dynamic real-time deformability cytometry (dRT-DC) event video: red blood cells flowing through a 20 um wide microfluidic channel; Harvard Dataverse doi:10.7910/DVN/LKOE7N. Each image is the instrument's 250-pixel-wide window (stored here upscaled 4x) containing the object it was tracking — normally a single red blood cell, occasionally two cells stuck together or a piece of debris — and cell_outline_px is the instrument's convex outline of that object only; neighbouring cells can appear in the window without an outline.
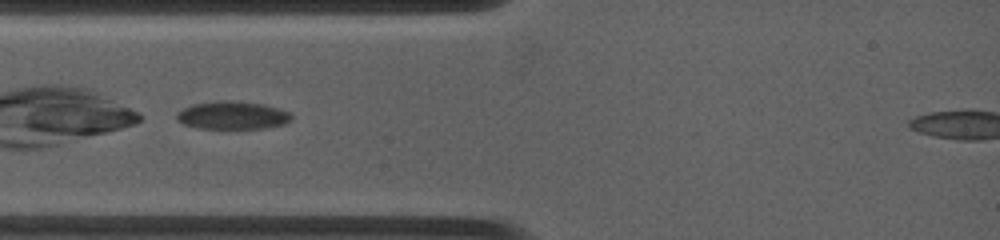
{"species": "common noctule bat (a hibernating species)", "species_latin": "Nyctalus noctula", "temperature_condition": "warm", "stored_images_in_passage": 57, "camera_frame_rate_fps": 4500, "um_per_image_px": 0.085, "animal": {"sex": "female", "body_mass_g": 19.0, "forearm_length_mm": 53.3}, "frame": {"image": 1, "passage_image": 3, "time_ms": 0.444, "image_size_px": [1000, 240], "cell_outline_px": [[292, 120], [284, 124], [264, 128], [196, 128], [184, 124], [176, 120], [176, 112], [192, 104], [220, 100], [232, 100], [260, 104], [276, 108], [288, 112], [292, 116]], "centroid_in_image_um": [19.71, 9.8], "position_along_channel_um": 65.3, "area_um2": 18.61}}
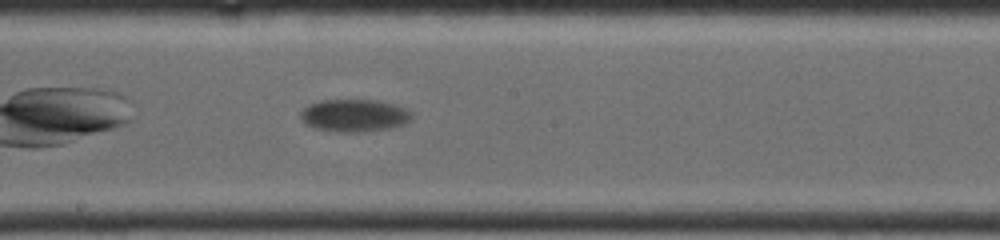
{"frame": {"image": 2, "passage_image": 25, "time_ms": 4.889, "image_size_px": [1000, 240], "cell_outline_px": [[412, 116], [404, 124], [392, 128], [360, 132], [340, 132], [316, 128], [304, 124], [300, 120], [300, 112], [308, 104], [320, 100], [376, 100], [392, 104], [404, 108], [412, 112]], "centroid_in_image_um": [30.07, 9.82], "position_along_channel_um": 218.1, "area_um2": 21.1}}
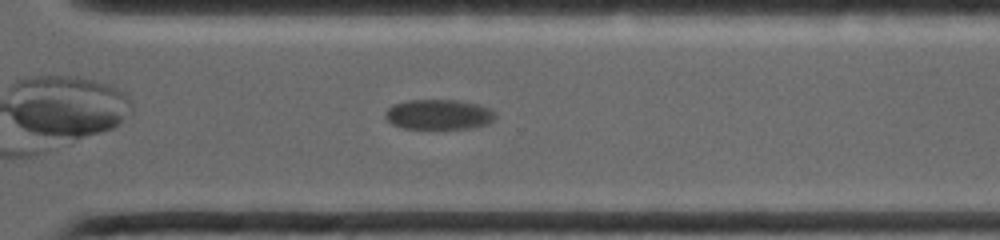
{"frame": {"image": 3, "passage_image": 40, "time_ms": 8.222, "image_size_px": [1000, 240], "cell_outline_px": [[496, 116], [488, 124], [472, 128], [404, 128], [392, 124], [384, 116], [384, 112], [392, 104], [408, 100], [460, 100], [480, 104], [496, 112]], "centroid_in_image_um": [37.3, 9.72], "position_along_channel_um": 333.3, "area_um2": 19.42}}